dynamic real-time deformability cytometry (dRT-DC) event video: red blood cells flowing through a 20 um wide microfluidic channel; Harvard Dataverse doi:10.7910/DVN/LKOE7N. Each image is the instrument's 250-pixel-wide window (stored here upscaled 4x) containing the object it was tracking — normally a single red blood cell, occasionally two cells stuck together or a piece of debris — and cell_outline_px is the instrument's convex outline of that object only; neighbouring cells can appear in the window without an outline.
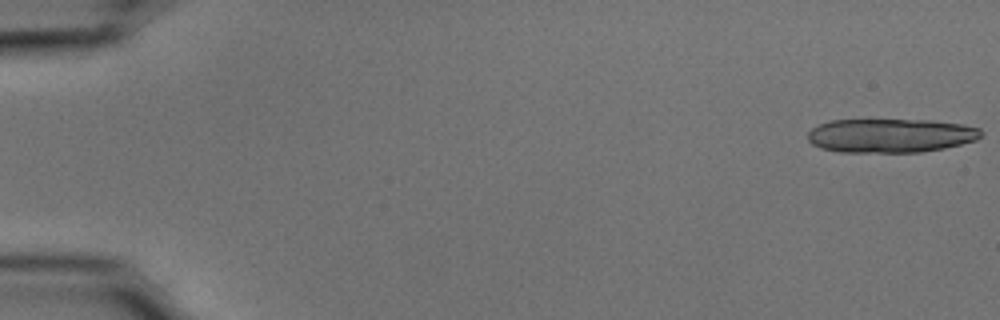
{"species": "common noctule bat (a hibernating species)", "species_latin": "Nyctalus noctula", "temperature_condition": "cold", "stored_images_in_passage": 16, "camera_frame_rate_fps": 3000, "um_per_image_px": 0.085, "animal": {"sex": "male", "body_mass_g": 15.6}, "frame": {"image": 1, "passage_image": 1, "time_ms": 0.0, "image_size_px": [1000, 320], "cell_outline_px": [[984, 136], [976, 140], [944, 148], [920, 152], [840, 152], [820, 148], [812, 144], [808, 140], [808, 132], [812, 128], [820, 124], [832, 120], [932, 120], [964, 124], [980, 128], [984, 132]], "centroid_in_image_um": [75.74, 11.52], "position_along_channel_um": 9.3, "area_um2": 34.51}}